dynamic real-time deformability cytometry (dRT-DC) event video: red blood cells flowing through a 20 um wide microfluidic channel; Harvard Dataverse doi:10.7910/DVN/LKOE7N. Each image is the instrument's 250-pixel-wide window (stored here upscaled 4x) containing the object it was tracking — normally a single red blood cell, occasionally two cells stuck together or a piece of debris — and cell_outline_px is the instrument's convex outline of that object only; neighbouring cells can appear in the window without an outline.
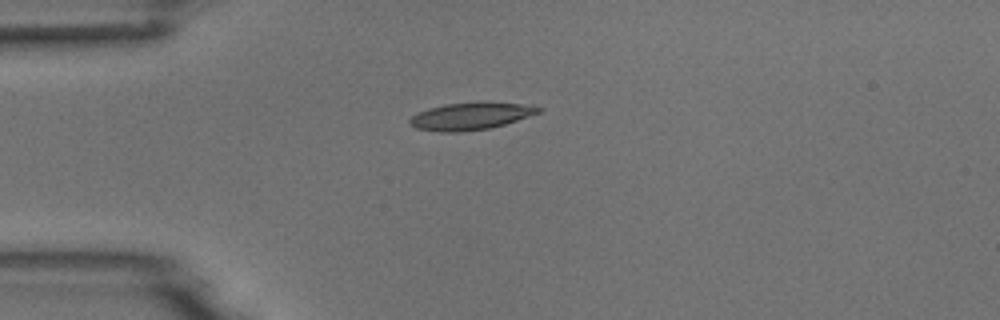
{"species": "common noctule bat (a hibernating species)", "species_latin": "Nyctalus noctula", "temperature_condition": "room temperature", "stored_images_in_passage": 4, "camera_frame_rate_fps": 3000, "um_per_image_px": 0.085, "animal": {"sex": "male", "body_mass_g": 18.8}, "frame": {"image": 1, "passage_image": 1, "time_ms": 0.0, "image_size_px": [1000, 320], "cell_outline_px": [[544, 108], [540, 112], [504, 124], [488, 128], [456, 132], [440, 132], [416, 128], [408, 124], [408, 120], [412, 116], [428, 108], [444, 104], [480, 100], [484, 100], [520, 104]], "centroid_in_image_um": [39.97, 9.84], "position_along_channel_um": 45.0, "area_um2": 20.63}}
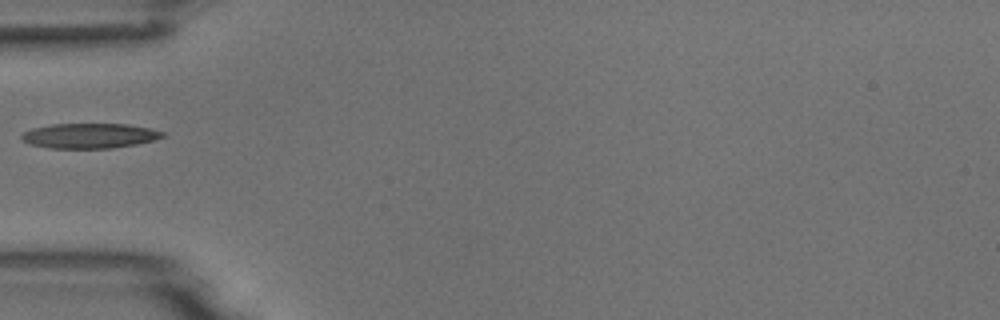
{"frame": {"image": 2, "passage_image": 2, "time_ms": 1.333, "image_size_px": [1000, 320], "cell_outline_px": [[164, 136], [152, 140], [136, 144], [112, 148], [52, 148], [32, 144], [20, 140], [20, 136], [24, 132], [32, 128], [52, 124], [128, 124], [148, 128], [164, 132]], "centroid_in_image_um": [7.58, 11.53], "position_along_channel_um": 77.4, "area_um2": 20.35}}